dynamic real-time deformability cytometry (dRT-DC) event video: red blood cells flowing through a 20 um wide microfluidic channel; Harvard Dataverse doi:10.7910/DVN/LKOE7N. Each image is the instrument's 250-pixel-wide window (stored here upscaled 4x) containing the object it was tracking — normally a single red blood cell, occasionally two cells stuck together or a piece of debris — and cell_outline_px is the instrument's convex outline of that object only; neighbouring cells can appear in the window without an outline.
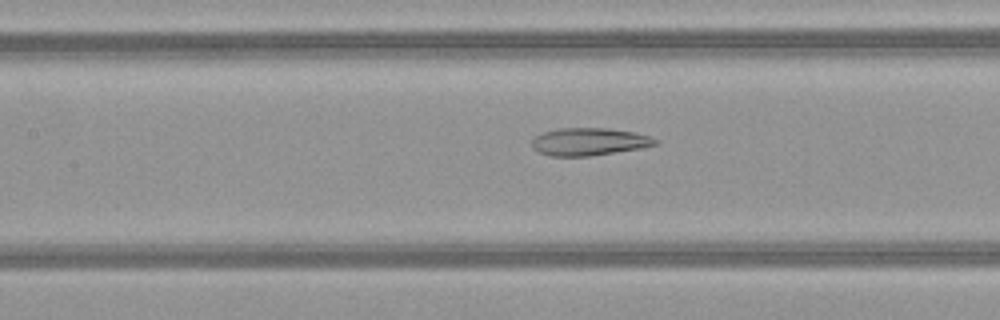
{"species": "common noctule bat (a hibernating species)", "species_latin": "Nyctalus noctula", "temperature_condition": "warm", "stored_images_in_passage": 50, "camera_frame_rate_fps": 3000, "um_per_image_px": 0.085, "animal": {"sex": "female", "body_mass_g": 21.9}, "frame": {"image": 1, "passage_image": 23, "time_ms": 7.333, "image_size_px": [1000, 320], "cell_outline_px": [[660, 144], [640, 148], [592, 156], [552, 156], [536, 152], [532, 148], [532, 140], [536, 136], [544, 132], [560, 128], [608, 128], [636, 132], [660, 140]], "centroid_in_image_um": [50.09, 12.05], "position_along_channel_um": 157.3, "area_um2": 20.0}}
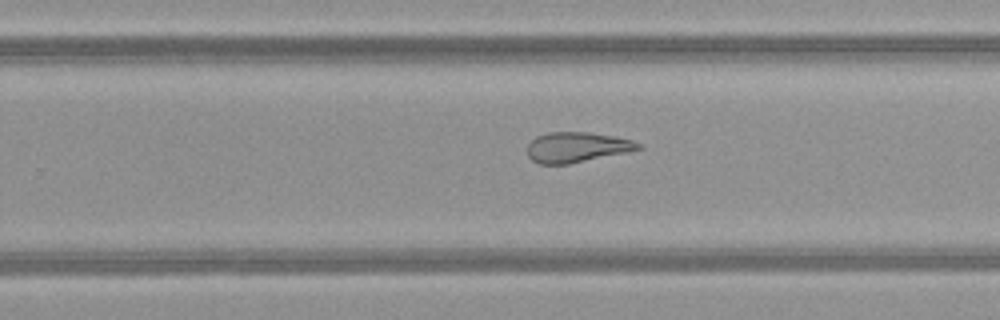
{"frame": {"image": 2, "passage_image": 32, "time_ms": 10.333, "image_size_px": [1000, 320], "cell_outline_px": [[644, 148], [628, 152], [568, 164], [540, 164], [532, 160], [528, 156], [528, 144], [536, 136], [548, 132], [588, 132], [616, 136], [632, 140], [640, 144]], "centroid_in_image_um": [49.04, 12.51], "position_along_channel_um": 280.8, "area_um2": 19.59}}
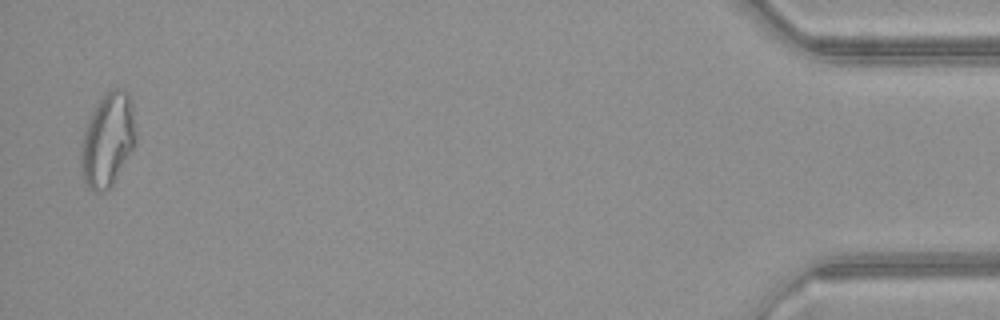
{"frame": {"image": 3, "passage_image": 49, "time_ms": 16.0, "image_size_px": [1000, 320], "cell_outline_px": [[136, 144], [112, 188], [100, 192], [96, 192], [88, 188], [84, 184], [80, 172], [80, 144], [84, 128], [100, 96], [104, 92], [112, 88], [124, 88], [128, 92], [132, 100], [136, 132]], "centroid_in_image_um": [9.15, 11.9], "position_along_channel_um": 426.1, "area_um2": 31.15}, "authors_computed_cell_mechanics": {"area_um2": 25.6632, "velocity_mm_per_s": 4.1294, "shape_relaxation_time_tau1_ms": null, "shape_relaxation_time_tau2_ms": 2.7834, "deformation_change_tau1": null, "deformation_change_tau2": 0.1256}}